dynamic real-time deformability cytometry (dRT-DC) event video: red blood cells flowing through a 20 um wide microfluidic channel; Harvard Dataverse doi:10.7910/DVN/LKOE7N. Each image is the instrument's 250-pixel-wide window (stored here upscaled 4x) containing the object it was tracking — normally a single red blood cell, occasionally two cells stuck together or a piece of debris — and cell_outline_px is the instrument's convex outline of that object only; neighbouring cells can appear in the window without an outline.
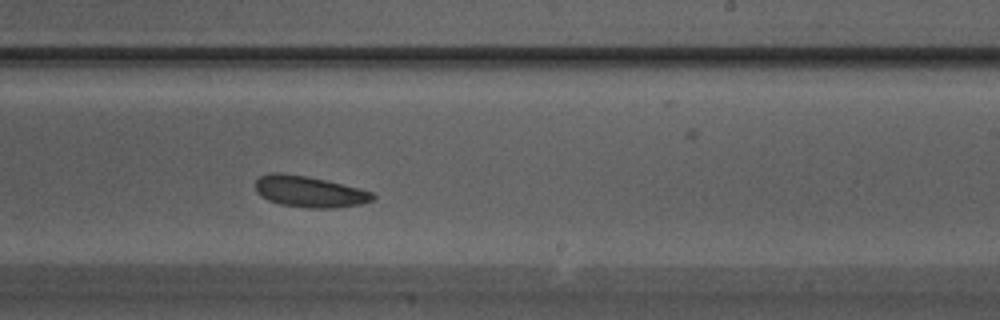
{"species": "Egyptian fruit bat (a non-hibernating species)", "species_latin": "Rousettus aegyptiacus", "temperature_condition": "warm", "stored_images_in_passage": 16, "camera_frame_rate_fps": 3000, "um_per_image_px": 0.085, "animal": {"sex": "male"}, "frame": {"image": 1, "passage_image": 15, "time_ms": 4.667, "image_size_px": [1000, 320], "cell_outline_px": [[376, 200], [360, 204], [336, 208], [308, 208], [280, 204], [268, 200], [260, 196], [256, 192], [256, 180], [260, 176], [268, 172], [280, 172], [304, 176], [324, 180], [360, 188], [372, 192], [376, 196]], "centroid_in_image_um": [26.3, 16.29], "position_along_channel_um": 262.7, "area_um2": 21.44}}